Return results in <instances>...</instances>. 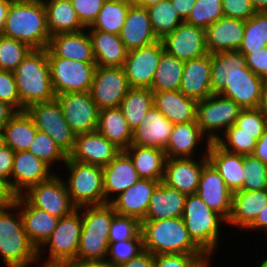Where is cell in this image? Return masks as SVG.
Listing matches in <instances>:
<instances>
[{"label":"cell","instance_id":"7dc6e473","mask_svg":"<svg viewBox=\"0 0 267 267\" xmlns=\"http://www.w3.org/2000/svg\"><path fill=\"white\" fill-rule=\"evenodd\" d=\"M33 49L0 34V70L13 72Z\"/></svg>","mask_w":267,"mask_h":267},{"label":"cell","instance_id":"6f0895ef","mask_svg":"<svg viewBox=\"0 0 267 267\" xmlns=\"http://www.w3.org/2000/svg\"><path fill=\"white\" fill-rule=\"evenodd\" d=\"M106 0H71L81 23L87 28L96 20Z\"/></svg>","mask_w":267,"mask_h":267},{"label":"cell","instance_id":"6125c7cd","mask_svg":"<svg viewBox=\"0 0 267 267\" xmlns=\"http://www.w3.org/2000/svg\"><path fill=\"white\" fill-rule=\"evenodd\" d=\"M119 267H155L154 255L144 250L137 257L132 258L126 263H123Z\"/></svg>","mask_w":267,"mask_h":267},{"label":"cell","instance_id":"db71d44e","mask_svg":"<svg viewBox=\"0 0 267 267\" xmlns=\"http://www.w3.org/2000/svg\"><path fill=\"white\" fill-rule=\"evenodd\" d=\"M206 254L169 253L154 255L155 267H213Z\"/></svg>","mask_w":267,"mask_h":267},{"label":"cell","instance_id":"e0dca14e","mask_svg":"<svg viewBox=\"0 0 267 267\" xmlns=\"http://www.w3.org/2000/svg\"><path fill=\"white\" fill-rule=\"evenodd\" d=\"M210 143L211 141L202 133L197 122L180 123L173 126L164 151L166 158L204 157L208 154Z\"/></svg>","mask_w":267,"mask_h":267},{"label":"cell","instance_id":"c3c4849f","mask_svg":"<svg viewBox=\"0 0 267 267\" xmlns=\"http://www.w3.org/2000/svg\"><path fill=\"white\" fill-rule=\"evenodd\" d=\"M223 16L222 0H196L185 22L206 29Z\"/></svg>","mask_w":267,"mask_h":267},{"label":"cell","instance_id":"9f6ffc18","mask_svg":"<svg viewBox=\"0 0 267 267\" xmlns=\"http://www.w3.org/2000/svg\"><path fill=\"white\" fill-rule=\"evenodd\" d=\"M0 101L8 103L16 111H22L15 76L11 71L0 70Z\"/></svg>","mask_w":267,"mask_h":267},{"label":"cell","instance_id":"3957f363","mask_svg":"<svg viewBox=\"0 0 267 267\" xmlns=\"http://www.w3.org/2000/svg\"><path fill=\"white\" fill-rule=\"evenodd\" d=\"M0 257L5 267H33L38 261V250L25 232L15 203L0 209Z\"/></svg>","mask_w":267,"mask_h":267},{"label":"cell","instance_id":"11a10c76","mask_svg":"<svg viewBox=\"0 0 267 267\" xmlns=\"http://www.w3.org/2000/svg\"><path fill=\"white\" fill-rule=\"evenodd\" d=\"M234 125L237 133L263 134L267 128V119L258 108L242 109Z\"/></svg>","mask_w":267,"mask_h":267},{"label":"cell","instance_id":"2e32d148","mask_svg":"<svg viewBox=\"0 0 267 267\" xmlns=\"http://www.w3.org/2000/svg\"><path fill=\"white\" fill-rule=\"evenodd\" d=\"M161 40L168 54L184 62L209 54L205 29L185 21Z\"/></svg>","mask_w":267,"mask_h":267},{"label":"cell","instance_id":"7bdbcfd3","mask_svg":"<svg viewBox=\"0 0 267 267\" xmlns=\"http://www.w3.org/2000/svg\"><path fill=\"white\" fill-rule=\"evenodd\" d=\"M151 26L159 40L173 32L184 20L178 15L170 0H164L147 8Z\"/></svg>","mask_w":267,"mask_h":267},{"label":"cell","instance_id":"5b68a950","mask_svg":"<svg viewBox=\"0 0 267 267\" xmlns=\"http://www.w3.org/2000/svg\"><path fill=\"white\" fill-rule=\"evenodd\" d=\"M13 73L22 103V111L34 103L55 99L47 48L33 49Z\"/></svg>","mask_w":267,"mask_h":267},{"label":"cell","instance_id":"ac0fdd59","mask_svg":"<svg viewBox=\"0 0 267 267\" xmlns=\"http://www.w3.org/2000/svg\"><path fill=\"white\" fill-rule=\"evenodd\" d=\"M208 162V156L166 158L162 183L187 195L195 194L202 169Z\"/></svg>","mask_w":267,"mask_h":267},{"label":"cell","instance_id":"816d5d0a","mask_svg":"<svg viewBox=\"0 0 267 267\" xmlns=\"http://www.w3.org/2000/svg\"><path fill=\"white\" fill-rule=\"evenodd\" d=\"M144 251L143 239H127L109 242L106 263L119 267Z\"/></svg>","mask_w":267,"mask_h":267},{"label":"cell","instance_id":"be15d7a7","mask_svg":"<svg viewBox=\"0 0 267 267\" xmlns=\"http://www.w3.org/2000/svg\"><path fill=\"white\" fill-rule=\"evenodd\" d=\"M16 196L11 190L9 183L0 178V209L12 205L15 202Z\"/></svg>","mask_w":267,"mask_h":267},{"label":"cell","instance_id":"4316f807","mask_svg":"<svg viewBox=\"0 0 267 267\" xmlns=\"http://www.w3.org/2000/svg\"><path fill=\"white\" fill-rule=\"evenodd\" d=\"M20 210L25 232L38 250L57 227L59 218L32 206L22 195L14 202Z\"/></svg>","mask_w":267,"mask_h":267},{"label":"cell","instance_id":"8c879c8a","mask_svg":"<svg viewBox=\"0 0 267 267\" xmlns=\"http://www.w3.org/2000/svg\"><path fill=\"white\" fill-rule=\"evenodd\" d=\"M70 267H112L106 262H70Z\"/></svg>","mask_w":267,"mask_h":267},{"label":"cell","instance_id":"b9f144b4","mask_svg":"<svg viewBox=\"0 0 267 267\" xmlns=\"http://www.w3.org/2000/svg\"><path fill=\"white\" fill-rule=\"evenodd\" d=\"M153 106V92L147 88H130L120 103V109L133 130L140 124Z\"/></svg>","mask_w":267,"mask_h":267},{"label":"cell","instance_id":"8d00e7d4","mask_svg":"<svg viewBox=\"0 0 267 267\" xmlns=\"http://www.w3.org/2000/svg\"><path fill=\"white\" fill-rule=\"evenodd\" d=\"M125 152L132 159L140 178L162 182L166 162L164 150L155 147L130 145Z\"/></svg>","mask_w":267,"mask_h":267},{"label":"cell","instance_id":"ee69618b","mask_svg":"<svg viewBox=\"0 0 267 267\" xmlns=\"http://www.w3.org/2000/svg\"><path fill=\"white\" fill-rule=\"evenodd\" d=\"M267 47V12H256L245 21L244 37L238 51L250 54Z\"/></svg>","mask_w":267,"mask_h":267},{"label":"cell","instance_id":"4fadbf2b","mask_svg":"<svg viewBox=\"0 0 267 267\" xmlns=\"http://www.w3.org/2000/svg\"><path fill=\"white\" fill-rule=\"evenodd\" d=\"M55 98L76 135L97 131L100 109L92 100L90 92L62 93Z\"/></svg>","mask_w":267,"mask_h":267},{"label":"cell","instance_id":"484cf974","mask_svg":"<svg viewBox=\"0 0 267 267\" xmlns=\"http://www.w3.org/2000/svg\"><path fill=\"white\" fill-rule=\"evenodd\" d=\"M211 54L185 61L179 91L197 101L213 94L211 89Z\"/></svg>","mask_w":267,"mask_h":267},{"label":"cell","instance_id":"a7ac6f4b","mask_svg":"<svg viewBox=\"0 0 267 267\" xmlns=\"http://www.w3.org/2000/svg\"><path fill=\"white\" fill-rule=\"evenodd\" d=\"M17 111L8 103L0 101V129H3L5 124Z\"/></svg>","mask_w":267,"mask_h":267},{"label":"cell","instance_id":"7a4b0ae2","mask_svg":"<svg viewBox=\"0 0 267 267\" xmlns=\"http://www.w3.org/2000/svg\"><path fill=\"white\" fill-rule=\"evenodd\" d=\"M1 35L23 42L32 49L47 48L51 35L43 1L13 0Z\"/></svg>","mask_w":267,"mask_h":267},{"label":"cell","instance_id":"6da1fadb","mask_svg":"<svg viewBox=\"0 0 267 267\" xmlns=\"http://www.w3.org/2000/svg\"><path fill=\"white\" fill-rule=\"evenodd\" d=\"M211 74L213 94L232 99L242 109L258 108L264 84L240 51L211 54Z\"/></svg>","mask_w":267,"mask_h":267},{"label":"cell","instance_id":"44dd1931","mask_svg":"<svg viewBox=\"0 0 267 267\" xmlns=\"http://www.w3.org/2000/svg\"><path fill=\"white\" fill-rule=\"evenodd\" d=\"M55 172L29 151L14 153L11 173V190L21 195L30 186L48 180Z\"/></svg>","mask_w":267,"mask_h":267},{"label":"cell","instance_id":"74e56055","mask_svg":"<svg viewBox=\"0 0 267 267\" xmlns=\"http://www.w3.org/2000/svg\"><path fill=\"white\" fill-rule=\"evenodd\" d=\"M6 146L14 152L27 151L33 141L37 128L27 111H17L5 124Z\"/></svg>","mask_w":267,"mask_h":267},{"label":"cell","instance_id":"603a6c76","mask_svg":"<svg viewBox=\"0 0 267 267\" xmlns=\"http://www.w3.org/2000/svg\"><path fill=\"white\" fill-rule=\"evenodd\" d=\"M105 203H110L120 193L139 179L130 156L121 151L108 165L102 167Z\"/></svg>","mask_w":267,"mask_h":267},{"label":"cell","instance_id":"b9fcfbb0","mask_svg":"<svg viewBox=\"0 0 267 267\" xmlns=\"http://www.w3.org/2000/svg\"><path fill=\"white\" fill-rule=\"evenodd\" d=\"M259 261H261L260 263H257L258 267H267V256L263 257V259L261 258V260L259 259ZM260 264V265H259ZM256 265H253L252 267H257Z\"/></svg>","mask_w":267,"mask_h":267},{"label":"cell","instance_id":"bcb514c9","mask_svg":"<svg viewBox=\"0 0 267 267\" xmlns=\"http://www.w3.org/2000/svg\"><path fill=\"white\" fill-rule=\"evenodd\" d=\"M261 136L262 134L237 133V127L233 124L216 140V143L228 152L252 155Z\"/></svg>","mask_w":267,"mask_h":267},{"label":"cell","instance_id":"277c9868","mask_svg":"<svg viewBox=\"0 0 267 267\" xmlns=\"http://www.w3.org/2000/svg\"><path fill=\"white\" fill-rule=\"evenodd\" d=\"M182 218L192 241L210 259L217 255L215 252L221 247V233L227 221L211 210L197 193L187 195Z\"/></svg>","mask_w":267,"mask_h":267},{"label":"cell","instance_id":"d6986e66","mask_svg":"<svg viewBox=\"0 0 267 267\" xmlns=\"http://www.w3.org/2000/svg\"><path fill=\"white\" fill-rule=\"evenodd\" d=\"M197 194L211 210L220 214L226 221L229 219L233 192L210 162L202 169Z\"/></svg>","mask_w":267,"mask_h":267},{"label":"cell","instance_id":"9a60e30c","mask_svg":"<svg viewBox=\"0 0 267 267\" xmlns=\"http://www.w3.org/2000/svg\"><path fill=\"white\" fill-rule=\"evenodd\" d=\"M164 51L162 40L128 51L123 69L130 87L150 89Z\"/></svg>","mask_w":267,"mask_h":267},{"label":"cell","instance_id":"ab89813d","mask_svg":"<svg viewBox=\"0 0 267 267\" xmlns=\"http://www.w3.org/2000/svg\"><path fill=\"white\" fill-rule=\"evenodd\" d=\"M116 214L110 203L82 207L80 235L109 237L113 216Z\"/></svg>","mask_w":267,"mask_h":267},{"label":"cell","instance_id":"09005b40","mask_svg":"<svg viewBox=\"0 0 267 267\" xmlns=\"http://www.w3.org/2000/svg\"><path fill=\"white\" fill-rule=\"evenodd\" d=\"M264 85H267V73L261 78Z\"/></svg>","mask_w":267,"mask_h":267},{"label":"cell","instance_id":"d590c367","mask_svg":"<svg viewBox=\"0 0 267 267\" xmlns=\"http://www.w3.org/2000/svg\"><path fill=\"white\" fill-rule=\"evenodd\" d=\"M97 131L121 151L132 143V129L119 106L100 110Z\"/></svg>","mask_w":267,"mask_h":267},{"label":"cell","instance_id":"e575fe53","mask_svg":"<svg viewBox=\"0 0 267 267\" xmlns=\"http://www.w3.org/2000/svg\"><path fill=\"white\" fill-rule=\"evenodd\" d=\"M50 35L79 32L86 27L81 23L71 0H43Z\"/></svg>","mask_w":267,"mask_h":267},{"label":"cell","instance_id":"83f0119b","mask_svg":"<svg viewBox=\"0 0 267 267\" xmlns=\"http://www.w3.org/2000/svg\"><path fill=\"white\" fill-rule=\"evenodd\" d=\"M267 205V190H238L232 195V210L227 226L246 230Z\"/></svg>","mask_w":267,"mask_h":267},{"label":"cell","instance_id":"34e18365","mask_svg":"<svg viewBox=\"0 0 267 267\" xmlns=\"http://www.w3.org/2000/svg\"><path fill=\"white\" fill-rule=\"evenodd\" d=\"M256 12H267V0H250Z\"/></svg>","mask_w":267,"mask_h":267},{"label":"cell","instance_id":"836d02e7","mask_svg":"<svg viewBox=\"0 0 267 267\" xmlns=\"http://www.w3.org/2000/svg\"><path fill=\"white\" fill-rule=\"evenodd\" d=\"M207 156L232 192L243 190V155L228 152L211 142Z\"/></svg>","mask_w":267,"mask_h":267},{"label":"cell","instance_id":"f6af8a7d","mask_svg":"<svg viewBox=\"0 0 267 267\" xmlns=\"http://www.w3.org/2000/svg\"><path fill=\"white\" fill-rule=\"evenodd\" d=\"M27 151L46 163L55 173L59 171H55L53 167L55 166V169H58L56 165L59 163L64 165L68 158L54 140L48 134L40 130H37Z\"/></svg>","mask_w":267,"mask_h":267},{"label":"cell","instance_id":"2a66077c","mask_svg":"<svg viewBox=\"0 0 267 267\" xmlns=\"http://www.w3.org/2000/svg\"><path fill=\"white\" fill-rule=\"evenodd\" d=\"M6 146L5 133L3 129H0V149Z\"/></svg>","mask_w":267,"mask_h":267},{"label":"cell","instance_id":"e7e4bbea","mask_svg":"<svg viewBox=\"0 0 267 267\" xmlns=\"http://www.w3.org/2000/svg\"><path fill=\"white\" fill-rule=\"evenodd\" d=\"M178 15L185 21L193 9L196 0H170Z\"/></svg>","mask_w":267,"mask_h":267},{"label":"cell","instance_id":"9c48e42d","mask_svg":"<svg viewBox=\"0 0 267 267\" xmlns=\"http://www.w3.org/2000/svg\"><path fill=\"white\" fill-rule=\"evenodd\" d=\"M242 108L232 99L212 94L197 103L196 122L202 133L211 141L216 140L231 127Z\"/></svg>","mask_w":267,"mask_h":267},{"label":"cell","instance_id":"003e7915","mask_svg":"<svg viewBox=\"0 0 267 267\" xmlns=\"http://www.w3.org/2000/svg\"><path fill=\"white\" fill-rule=\"evenodd\" d=\"M259 231L260 230L266 234L267 236V205L266 207L262 210V212L259 213L255 221L246 229V232L251 231L252 232ZM267 238V237H266Z\"/></svg>","mask_w":267,"mask_h":267},{"label":"cell","instance_id":"ba28073f","mask_svg":"<svg viewBox=\"0 0 267 267\" xmlns=\"http://www.w3.org/2000/svg\"><path fill=\"white\" fill-rule=\"evenodd\" d=\"M81 229L82 207L59 218L54 232L38 249V260L48 263L76 262Z\"/></svg>","mask_w":267,"mask_h":267},{"label":"cell","instance_id":"f5cc1de1","mask_svg":"<svg viewBox=\"0 0 267 267\" xmlns=\"http://www.w3.org/2000/svg\"><path fill=\"white\" fill-rule=\"evenodd\" d=\"M127 239H143L141 222L131 216L115 214L109 232V242H119Z\"/></svg>","mask_w":267,"mask_h":267},{"label":"cell","instance_id":"60d3db41","mask_svg":"<svg viewBox=\"0 0 267 267\" xmlns=\"http://www.w3.org/2000/svg\"><path fill=\"white\" fill-rule=\"evenodd\" d=\"M131 5L129 0H106L96 20L87 30H101L120 35Z\"/></svg>","mask_w":267,"mask_h":267},{"label":"cell","instance_id":"f1b7e54d","mask_svg":"<svg viewBox=\"0 0 267 267\" xmlns=\"http://www.w3.org/2000/svg\"><path fill=\"white\" fill-rule=\"evenodd\" d=\"M126 49L132 50L155 43L159 39L153 31L146 8L131 5L120 32Z\"/></svg>","mask_w":267,"mask_h":267},{"label":"cell","instance_id":"1f68e13d","mask_svg":"<svg viewBox=\"0 0 267 267\" xmlns=\"http://www.w3.org/2000/svg\"><path fill=\"white\" fill-rule=\"evenodd\" d=\"M92 42L96 66L123 67L128 50L120 35L101 30H87Z\"/></svg>","mask_w":267,"mask_h":267},{"label":"cell","instance_id":"8fae6325","mask_svg":"<svg viewBox=\"0 0 267 267\" xmlns=\"http://www.w3.org/2000/svg\"><path fill=\"white\" fill-rule=\"evenodd\" d=\"M26 111L32 117L36 128L48 134L67 156L72 152L76 134L69 127L56 98L34 103Z\"/></svg>","mask_w":267,"mask_h":267},{"label":"cell","instance_id":"d4e9b609","mask_svg":"<svg viewBox=\"0 0 267 267\" xmlns=\"http://www.w3.org/2000/svg\"><path fill=\"white\" fill-rule=\"evenodd\" d=\"M142 124L132 130L131 145L155 147L164 150L169 142L174 124L153 105Z\"/></svg>","mask_w":267,"mask_h":267},{"label":"cell","instance_id":"91938a15","mask_svg":"<svg viewBox=\"0 0 267 267\" xmlns=\"http://www.w3.org/2000/svg\"><path fill=\"white\" fill-rule=\"evenodd\" d=\"M247 67L260 78L267 73V47L254 51L250 54H243Z\"/></svg>","mask_w":267,"mask_h":267},{"label":"cell","instance_id":"d6a6232c","mask_svg":"<svg viewBox=\"0 0 267 267\" xmlns=\"http://www.w3.org/2000/svg\"><path fill=\"white\" fill-rule=\"evenodd\" d=\"M186 197L187 194L160 182L151 196L145 220L182 217Z\"/></svg>","mask_w":267,"mask_h":267},{"label":"cell","instance_id":"5bb4252c","mask_svg":"<svg viewBox=\"0 0 267 267\" xmlns=\"http://www.w3.org/2000/svg\"><path fill=\"white\" fill-rule=\"evenodd\" d=\"M130 88L123 67L96 66L90 94L100 110L120 106Z\"/></svg>","mask_w":267,"mask_h":267},{"label":"cell","instance_id":"f546056e","mask_svg":"<svg viewBox=\"0 0 267 267\" xmlns=\"http://www.w3.org/2000/svg\"><path fill=\"white\" fill-rule=\"evenodd\" d=\"M47 49L56 57L80 62H95L87 28L79 32L51 36Z\"/></svg>","mask_w":267,"mask_h":267},{"label":"cell","instance_id":"03108f58","mask_svg":"<svg viewBox=\"0 0 267 267\" xmlns=\"http://www.w3.org/2000/svg\"><path fill=\"white\" fill-rule=\"evenodd\" d=\"M252 155L267 165V128L257 141Z\"/></svg>","mask_w":267,"mask_h":267},{"label":"cell","instance_id":"2644e50d","mask_svg":"<svg viewBox=\"0 0 267 267\" xmlns=\"http://www.w3.org/2000/svg\"><path fill=\"white\" fill-rule=\"evenodd\" d=\"M258 109L267 119V85H263Z\"/></svg>","mask_w":267,"mask_h":267},{"label":"cell","instance_id":"4dcf8cb0","mask_svg":"<svg viewBox=\"0 0 267 267\" xmlns=\"http://www.w3.org/2000/svg\"><path fill=\"white\" fill-rule=\"evenodd\" d=\"M197 103L179 90L153 92V105L174 125L196 122Z\"/></svg>","mask_w":267,"mask_h":267},{"label":"cell","instance_id":"94428289","mask_svg":"<svg viewBox=\"0 0 267 267\" xmlns=\"http://www.w3.org/2000/svg\"><path fill=\"white\" fill-rule=\"evenodd\" d=\"M14 153L15 152L8 146L0 149V178L7 181L10 188Z\"/></svg>","mask_w":267,"mask_h":267},{"label":"cell","instance_id":"f35d334b","mask_svg":"<svg viewBox=\"0 0 267 267\" xmlns=\"http://www.w3.org/2000/svg\"><path fill=\"white\" fill-rule=\"evenodd\" d=\"M185 62L164 51L159 59L150 90L164 92L179 90Z\"/></svg>","mask_w":267,"mask_h":267},{"label":"cell","instance_id":"f907efd6","mask_svg":"<svg viewBox=\"0 0 267 267\" xmlns=\"http://www.w3.org/2000/svg\"><path fill=\"white\" fill-rule=\"evenodd\" d=\"M109 237L80 235L76 262H105Z\"/></svg>","mask_w":267,"mask_h":267},{"label":"cell","instance_id":"8992f818","mask_svg":"<svg viewBox=\"0 0 267 267\" xmlns=\"http://www.w3.org/2000/svg\"><path fill=\"white\" fill-rule=\"evenodd\" d=\"M144 250L158 254H205L190 238L184 220L168 218L141 222Z\"/></svg>","mask_w":267,"mask_h":267},{"label":"cell","instance_id":"681fc988","mask_svg":"<svg viewBox=\"0 0 267 267\" xmlns=\"http://www.w3.org/2000/svg\"><path fill=\"white\" fill-rule=\"evenodd\" d=\"M243 190H267V165L253 155H243Z\"/></svg>","mask_w":267,"mask_h":267},{"label":"cell","instance_id":"7402d4cb","mask_svg":"<svg viewBox=\"0 0 267 267\" xmlns=\"http://www.w3.org/2000/svg\"><path fill=\"white\" fill-rule=\"evenodd\" d=\"M159 183L156 180L140 178L115 197L110 204L117 214L135 217L142 222L145 220L151 196Z\"/></svg>","mask_w":267,"mask_h":267},{"label":"cell","instance_id":"11e5206c","mask_svg":"<svg viewBox=\"0 0 267 267\" xmlns=\"http://www.w3.org/2000/svg\"><path fill=\"white\" fill-rule=\"evenodd\" d=\"M40 263V264H39ZM70 267L69 263H48L38 260L33 267Z\"/></svg>","mask_w":267,"mask_h":267},{"label":"cell","instance_id":"ffe728a7","mask_svg":"<svg viewBox=\"0 0 267 267\" xmlns=\"http://www.w3.org/2000/svg\"><path fill=\"white\" fill-rule=\"evenodd\" d=\"M121 150L98 131L76 135L72 152L68 155L76 162L106 166Z\"/></svg>","mask_w":267,"mask_h":267},{"label":"cell","instance_id":"89a4df30","mask_svg":"<svg viewBox=\"0 0 267 267\" xmlns=\"http://www.w3.org/2000/svg\"><path fill=\"white\" fill-rule=\"evenodd\" d=\"M13 0H0V34L3 30L8 9Z\"/></svg>","mask_w":267,"mask_h":267},{"label":"cell","instance_id":"cb8c5ba5","mask_svg":"<svg viewBox=\"0 0 267 267\" xmlns=\"http://www.w3.org/2000/svg\"><path fill=\"white\" fill-rule=\"evenodd\" d=\"M245 21L223 16L205 29L206 47L210 54L239 50Z\"/></svg>","mask_w":267,"mask_h":267},{"label":"cell","instance_id":"680465c9","mask_svg":"<svg viewBox=\"0 0 267 267\" xmlns=\"http://www.w3.org/2000/svg\"><path fill=\"white\" fill-rule=\"evenodd\" d=\"M222 7L225 17L244 21L256 13L250 0H222Z\"/></svg>","mask_w":267,"mask_h":267},{"label":"cell","instance_id":"7c38bea8","mask_svg":"<svg viewBox=\"0 0 267 267\" xmlns=\"http://www.w3.org/2000/svg\"><path fill=\"white\" fill-rule=\"evenodd\" d=\"M61 173L53 174L48 180L30 186L21 195L34 207L62 218L76 209L70 199Z\"/></svg>","mask_w":267,"mask_h":267},{"label":"cell","instance_id":"30bf717a","mask_svg":"<svg viewBox=\"0 0 267 267\" xmlns=\"http://www.w3.org/2000/svg\"><path fill=\"white\" fill-rule=\"evenodd\" d=\"M52 87L55 95L90 92L95 62H80L56 57L47 49Z\"/></svg>","mask_w":267,"mask_h":267},{"label":"cell","instance_id":"52a82bcc","mask_svg":"<svg viewBox=\"0 0 267 267\" xmlns=\"http://www.w3.org/2000/svg\"><path fill=\"white\" fill-rule=\"evenodd\" d=\"M64 166L61 164L59 173L63 167L66 175L62 178L76 208L105 204L102 166L76 162L69 157Z\"/></svg>","mask_w":267,"mask_h":267},{"label":"cell","instance_id":"753ad0ef","mask_svg":"<svg viewBox=\"0 0 267 267\" xmlns=\"http://www.w3.org/2000/svg\"><path fill=\"white\" fill-rule=\"evenodd\" d=\"M162 1L164 0H129L132 5L144 7L146 9Z\"/></svg>","mask_w":267,"mask_h":267}]
</instances>
